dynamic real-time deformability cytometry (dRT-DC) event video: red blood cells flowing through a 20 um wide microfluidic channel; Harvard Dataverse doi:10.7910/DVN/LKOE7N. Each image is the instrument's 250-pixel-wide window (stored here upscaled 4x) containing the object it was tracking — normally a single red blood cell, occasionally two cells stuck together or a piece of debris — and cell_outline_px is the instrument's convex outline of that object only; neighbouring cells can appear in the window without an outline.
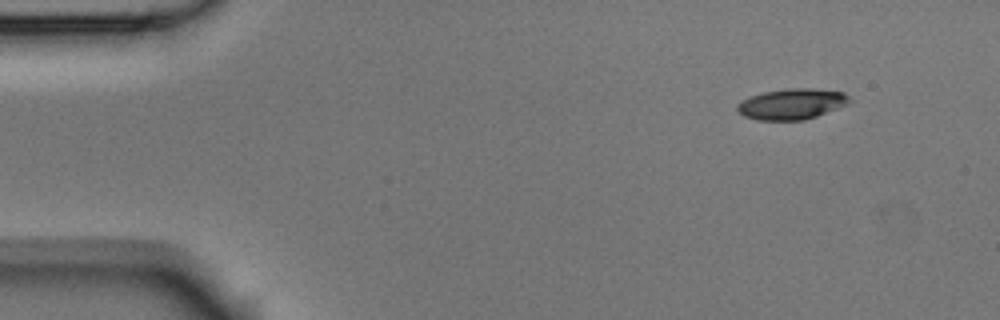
{"species": "Egyptian fruit bat (a non-hibernating species)", "species_latin": "Rousettus aegyptiacus", "temperature_condition": "room temperature", "stored_images_in_passage": 5, "camera_frame_rate_fps": 3000, "um_per_image_px": 0.085, "animal": {"sex": "male"}, "frame": {"image": 1, "passage_image": 1, "time_ms": 0.0, "image_size_px": [1000, 320], "cell_outline_px": [[852, 100], [848, 104], [816, 116], [804, 120], [760, 120], [744, 116], [736, 108], [736, 104], [740, 100], [764, 92], [788, 88], [808, 88], [844, 92]], "centroid_in_image_um": [67.3, 8.84], "position_along_channel_um": 17.7, "area_um2": 20.0}}
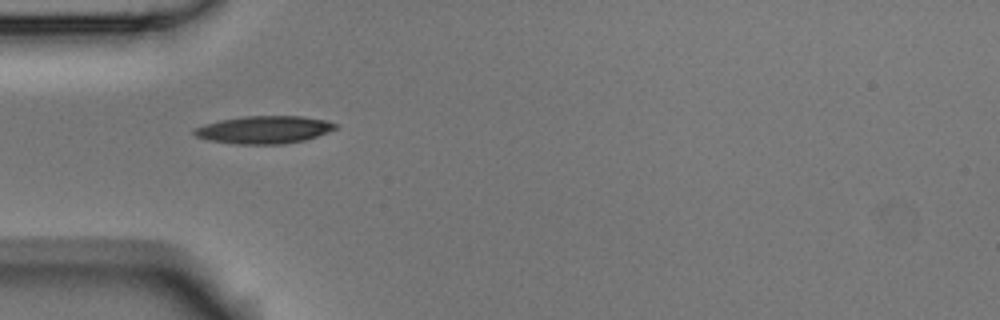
{"frame": {"image": 2, "passage_image": 4, "time_ms": 1.0, "image_size_px": [1000, 320], "cell_outline_px": [[336, 128], [328, 132], [304, 140], [284, 144], [236, 144], [208, 140], [196, 136], [192, 132], [196, 128], [204, 124], [220, 120], [240, 116], [304, 116], [328, 120], [336, 124]], "centroid_in_image_um": [22.45, 11.02], "position_along_channel_um": 62.6, "area_um2": 22.77}}
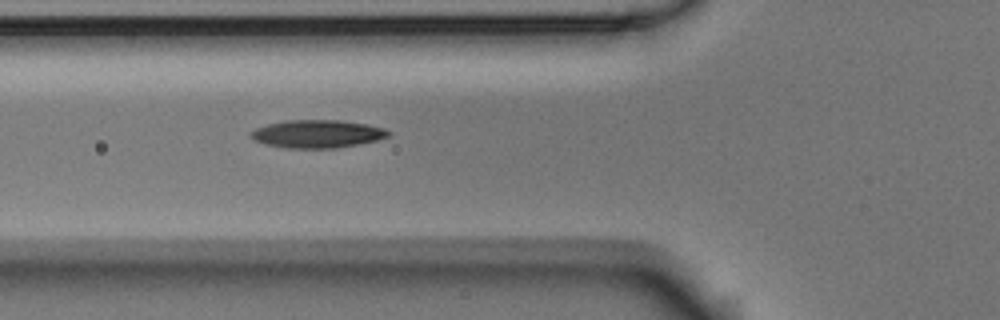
{"frame": {"image": 3, "passage_image": 5, "time_ms": 1.333, "image_size_px": [1000, 320], "cell_outline_px": [[392, 132], [388, 136], [376, 140], [336, 148], [288, 148], [264, 144], [252, 140], [248, 136], [256, 128], [268, 124], [284, 120], [340, 120], [368, 124], [384, 128]], "centroid_in_image_um": [26.94, 11.37], "position_along_channel_um": 98.9, "area_um2": 22.43}}